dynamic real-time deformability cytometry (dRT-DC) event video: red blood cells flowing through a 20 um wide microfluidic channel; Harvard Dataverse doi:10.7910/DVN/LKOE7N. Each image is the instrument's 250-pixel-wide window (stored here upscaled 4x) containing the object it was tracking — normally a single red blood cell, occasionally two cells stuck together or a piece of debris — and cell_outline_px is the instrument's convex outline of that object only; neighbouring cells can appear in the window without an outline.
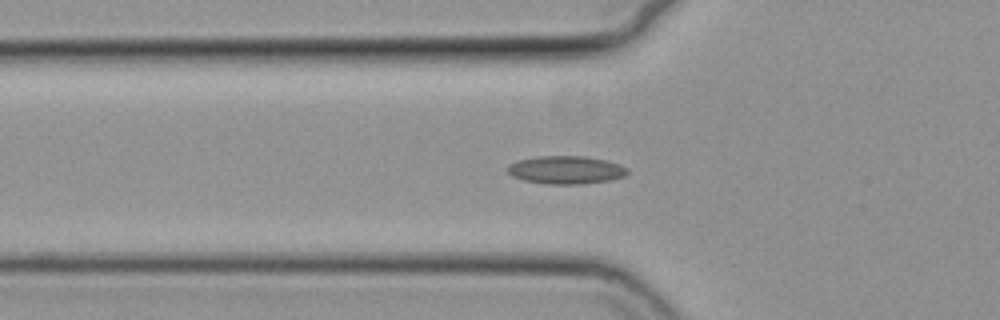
{"species": "common noctule bat (a hibernating species)", "species_latin": "Nyctalus noctula", "temperature_condition": "cold", "stored_images_in_passage": 48, "camera_frame_rate_fps": 3000, "um_per_image_px": 0.085, "animal": {"sex": "female", "body_mass_g": 19.3, "forearm_length_mm": 54.1}, "frame": {"image": 1, "passage_image": 16, "time_ms": 5.0, "image_size_px": [1000, 320], "cell_outline_px": [[628, 172], [624, 176], [612, 180], [580, 184], [544, 184], [524, 180], [512, 176], [504, 168], [508, 164], [516, 160], [536, 156], [584, 156], [608, 160], [620, 164], [628, 168]], "centroid_in_image_um": [48.08, 14.43], "position_along_channel_um": 77.7, "area_um2": 19.94}}
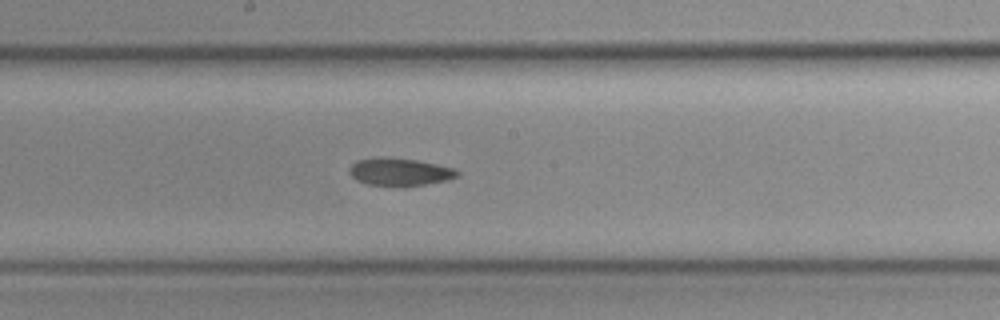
{"frame": {"image": 2, "passage_image": 27, "time_ms": 8.667, "image_size_px": [1000, 320], "cell_outline_px": [[460, 176], [448, 180], [404, 188], [368, 184], [356, 180], [348, 172], [348, 168], [356, 160], [416, 160], [456, 168], [460, 172]], "centroid_in_image_um": [34.05, 14.68], "position_along_channel_um": 214.1, "area_um2": 17.11}}
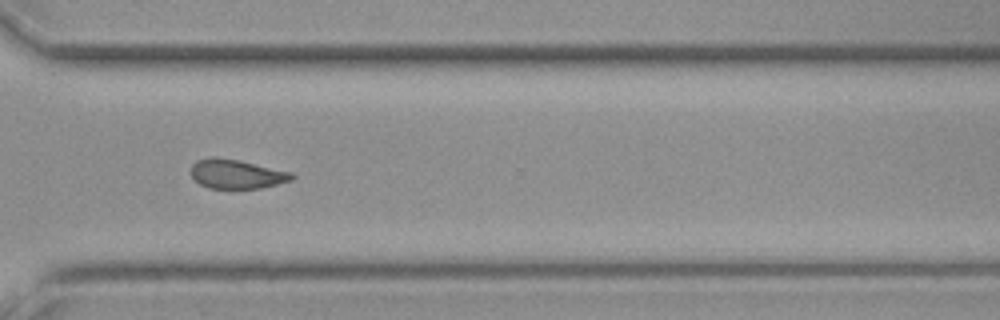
{"frame": {"image": 3, "passage_image": 38, "time_ms": 12.333, "image_size_px": [1000, 320], "cell_outline_px": [[296, 176], [292, 180], [260, 188], [208, 188], [200, 184], [192, 176], [192, 164], [196, 160], [240, 160], [292, 172]], "centroid_in_image_um": [20.18, 14.83], "position_along_channel_um": 350.4, "area_um2": 16.53}, "authors_computed_cell_mechanics": {"area_um2": 18.2937, "velocity_mm_per_s": 3.7153, "shape_relaxation_time_tau1_ms": null, "shape_relaxation_time_tau2_ms": 6.9019, "deformation_change_tau1": null, "deformation_change_tau2": 0.1318}}